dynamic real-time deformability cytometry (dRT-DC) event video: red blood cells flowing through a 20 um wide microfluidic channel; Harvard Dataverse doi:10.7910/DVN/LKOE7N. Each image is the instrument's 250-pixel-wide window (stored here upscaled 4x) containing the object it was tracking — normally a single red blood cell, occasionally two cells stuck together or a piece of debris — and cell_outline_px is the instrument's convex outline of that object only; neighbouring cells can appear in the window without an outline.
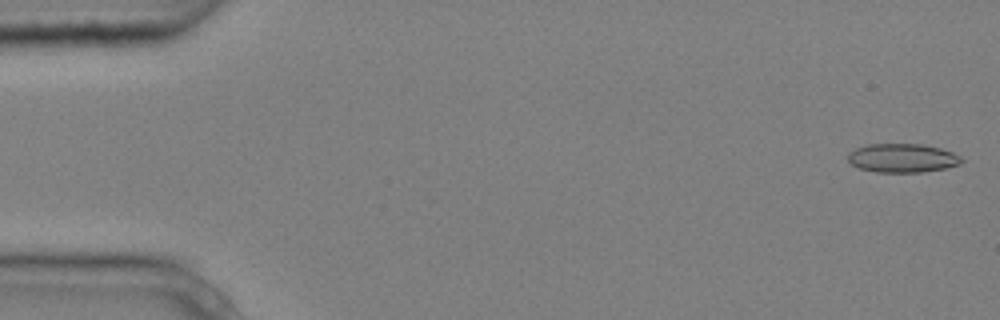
{"species": "common noctule bat (a hibernating species)", "species_latin": "Nyctalus noctula", "temperature_condition": "cold", "stored_images_in_passage": 5, "camera_frame_rate_fps": 3000, "um_per_image_px": 0.085, "animal": {"sex": "male", "body_mass_g": 20.4}, "frame": {"image": 1, "passage_image": 1, "time_ms": 0.0, "image_size_px": [1000, 320], "cell_outline_px": [[964, 160], [960, 164], [948, 168], [924, 172], [876, 172], [860, 168], [852, 164], [848, 160], [848, 152], [856, 148], [868, 144], [920, 144], [940, 148], [952, 152], [960, 156]], "centroid_in_image_um": [76.72, 13.44], "position_along_channel_um": 8.3, "area_um2": 19.13}}
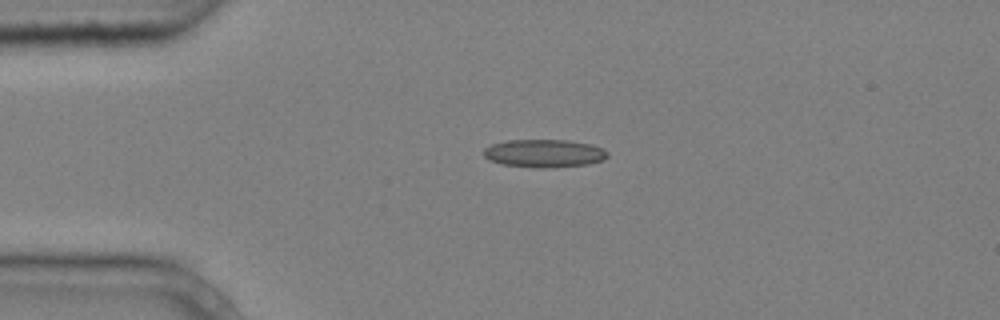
{"frame": {"image": 2, "passage_image": 3, "time_ms": 0.667, "image_size_px": [1000, 320], "cell_outline_px": [[608, 156], [604, 160], [588, 164], [544, 168], [536, 168], [500, 164], [488, 160], [484, 156], [484, 148], [492, 144], [504, 140], [568, 140], [592, 144], [604, 148], [608, 152]], "centroid_in_image_um": [46.26, 13.03], "position_along_channel_um": 38.7, "area_um2": 20.46}}
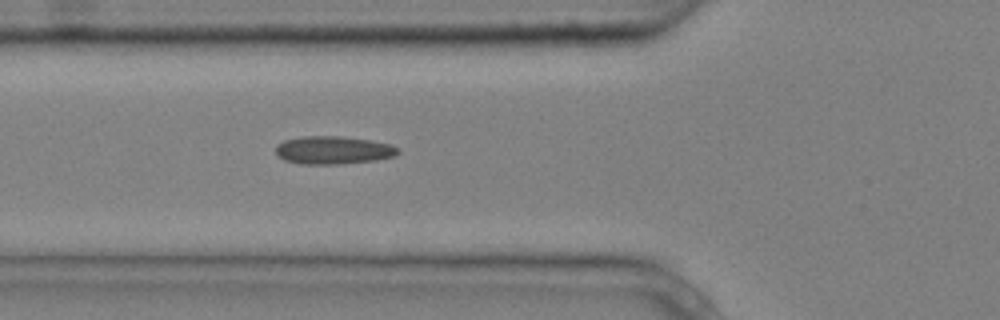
{"frame": {"image": 3, "passage_image": 5, "time_ms": 1.333, "image_size_px": [1000, 320], "cell_outline_px": [[400, 152], [392, 156], [376, 160], [340, 164], [300, 164], [284, 160], [276, 152], [276, 144], [284, 140], [304, 136], [340, 136], [368, 140], [392, 144], [400, 148]], "centroid_in_image_um": [28.33, 12.76], "position_along_channel_um": 97.5, "area_um2": 19.94}}